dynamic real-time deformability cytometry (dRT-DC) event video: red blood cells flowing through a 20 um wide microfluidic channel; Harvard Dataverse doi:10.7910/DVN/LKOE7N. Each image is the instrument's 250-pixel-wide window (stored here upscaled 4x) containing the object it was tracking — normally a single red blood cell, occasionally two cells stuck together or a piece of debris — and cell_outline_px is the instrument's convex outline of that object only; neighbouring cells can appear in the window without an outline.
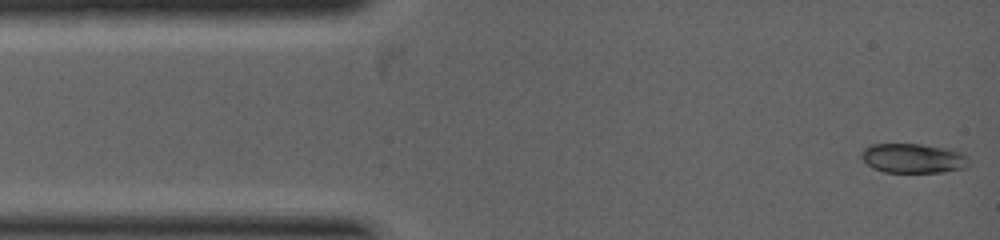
{"species": "common noctule bat (a hibernating species)", "species_latin": "Nyctalus noctula", "temperature_condition": "warm", "stored_images_in_passage": 8, "camera_frame_rate_fps": 5000, "um_per_image_px": 0.085, "animal": {"sex": "female", "body_mass_g": 19.0, "forearm_length_mm": 53.3}, "frame": {"image": 1, "passage_image": 1, "time_ms": 0.0, "image_size_px": [1000, 240], "cell_outline_px": [[964, 168], [944, 172], [884, 172], [872, 168], [860, 156], [864, 148], [872, 144], [920, 144], [944, 148], [964, 152]], "centroid_in_image_um": [77.54, 13.45], "position_along_channel_um": 7.5, "area_um2": 18.15}}
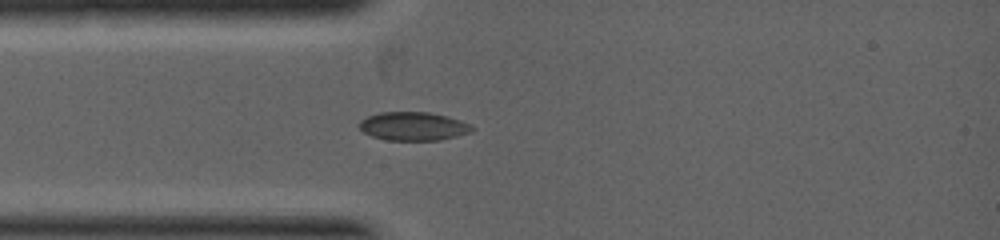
{"frame": {"image": 2, "passage_image": 6, "time_ms": 1.6, "image_size_px": [1000, 240], "cell_outline_px": [[476, 128], [472, 132], [440, 140], [388, 140], [372, 136], [364, 132], [356, 124], [360, 120], [368, 116], [380, 112], [428, 112], [448, 116], [460, 120]], "centroid_in_image_um": [35.12, 10.73], "position_along_channel_um": 49.9, "area_um2": 18.79}}
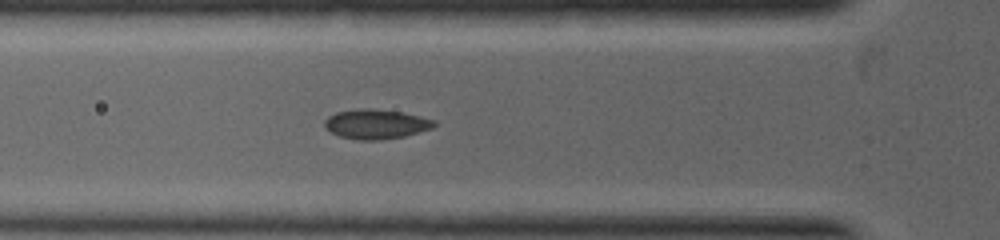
{"frame": {"image": 3, "passage_image": 8, "time_ms": 2.2, "image_size_px": [1000, 240], "cell_outline_px": [[436, 124], [432, 128], [404, 136], [380, 140], [356, 140], [340, 136], [324, 128], [324, 120], [328, 116], [336, 112], [356, 108], [372, 108], [400, 112], [436, 120]], "centroid_in_image_um": [31.92, 10.54], "position_along_channel_um": 93.9, "area_um2": 18.96}}